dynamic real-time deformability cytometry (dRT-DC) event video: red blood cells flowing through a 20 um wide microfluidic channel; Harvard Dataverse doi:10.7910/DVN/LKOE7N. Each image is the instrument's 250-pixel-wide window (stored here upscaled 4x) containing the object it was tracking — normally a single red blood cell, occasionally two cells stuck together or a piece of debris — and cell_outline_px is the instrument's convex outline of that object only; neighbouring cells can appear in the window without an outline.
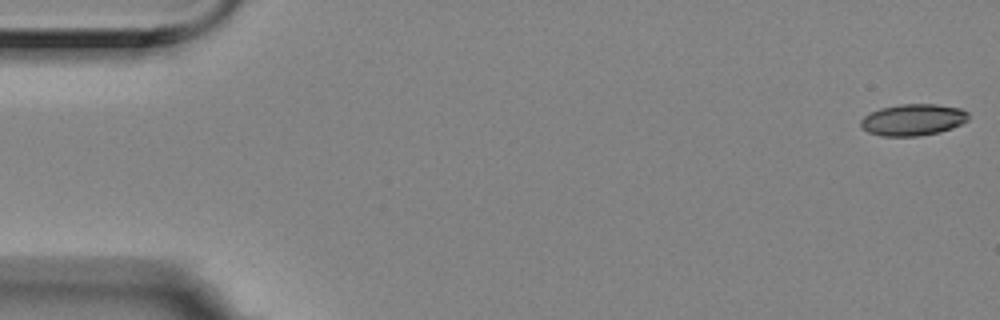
{"species": "Egyptian fruit bat (a non-hibernating species)", "species_latin": "Rousettus aegyptiacus", "temperature_condition": "room temperature", "stored_images_in_passage": 13, "camera_frame_rate_fps": 3000, "um_per_image_px": 0.085, "animal": {"sex": "female"}, "frame": {"image": 1, "passage_image": 1, "time_ms": 0.0, "image_size_px": [1000, 320], "cell_outline_px": [[968, 120], [952, 128], [940, 132], [920, 136], [880, 136], [868, 132], [860, 128], [860, 120], [864, 116], [880, 108], [900, 104], [936, 104], [960, 108], [968, 112]], "centroid_in_image_um": [77.59, 10.19], "position_along_channel_um": 7.4, "area_um2": 19.94}}
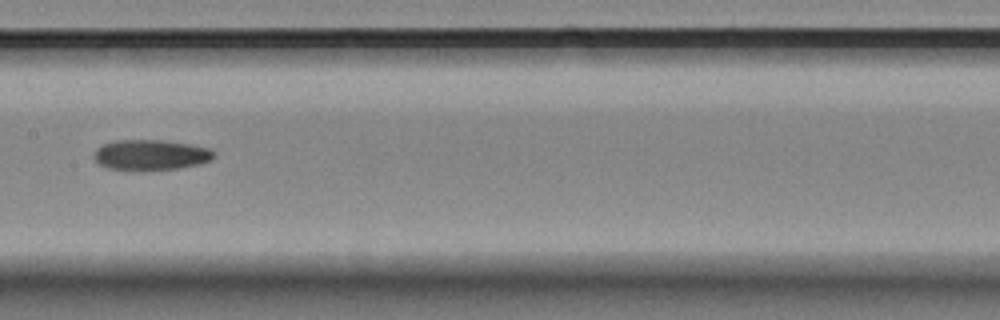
{"frame": {"image": 2, "passage_image": 8, "time_ms": 2.333, "image_size_px": [1000, 320], "cell_outline_px": [[216, 156], [212, 160], [200, 164], [180, 168], [108, 168], [100, 164], [92, 156], [92, 152], [96, 148], [104, 144], [116, 140], [164, 140], [188, 144], [208, 148], [216, 152]], "centroid_in_image_um": [12.84, 13.13], "position_along_channel_um": 194.6, "area_um2": 20.81}}
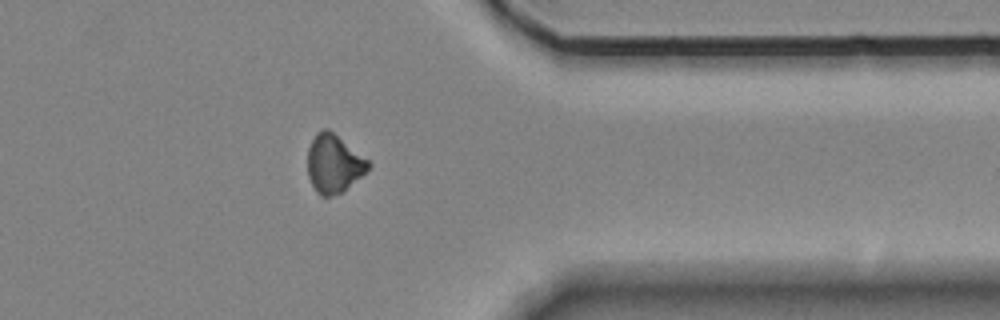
{"frame": {"image": 3, "passage_image": 13, "time_ms": 4.0, "image_size_px": [1000, 320], "cell_outline_px": [[372, 164], [360, 176], [340, 192], [332, 196], [320, 196], [316, 192], [308, 176], [308, 148], [316, 132], [324, 128], [328, 128], [368, 160]], "centroid_in_image_um": [28.34, 13.89], "position_along_channel_um": 383.1, "area_um2": 20.17}}